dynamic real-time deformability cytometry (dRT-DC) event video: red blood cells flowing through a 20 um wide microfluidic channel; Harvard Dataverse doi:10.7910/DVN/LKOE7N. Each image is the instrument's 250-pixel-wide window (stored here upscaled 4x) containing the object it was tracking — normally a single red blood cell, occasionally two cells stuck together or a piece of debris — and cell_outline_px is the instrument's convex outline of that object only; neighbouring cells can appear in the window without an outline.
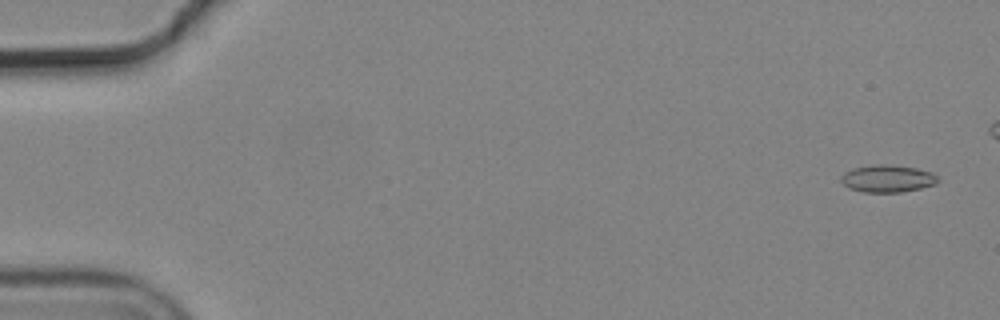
{"species": "common noctule bat (a hibernating species)", "species_latin": "Nyctalus noctula", "temperature_condition": "cold", "stored_images_in_passage": 6, "camera_frame_rate_fps": 3000, "um_per_image_px": 0.085, "animal": {"sex": "male", "body_mass_g": 19.2, "forearm_length_mm": 51.8}, "frame": {"image": 1, "passage_image": 1, "time_ms": 0.0, "image_size_px": [1000, 320], "cell_outline_px": [[940, 180], [936, 184], [920, 188], [900, 192], [864, 192], [848, 188], [840, 180], [840, 176], [844, 172], [852, 168], [872, 164], [892, 164], [916, 168], [932, 172]], "centroid_in_image_um": [75.42, 15.16], "position_along_channel_um": 9.6, "area_um2": 15.61}}
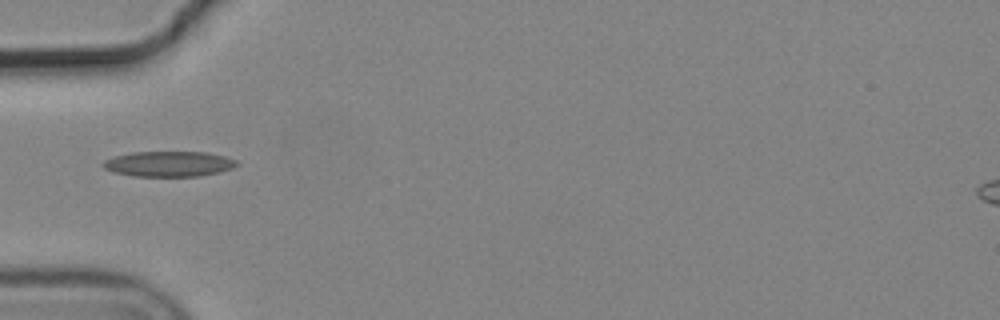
{"frame": {"image": 2, "passage_image": 6, "time_ms": 1.667, "image_size_px": [1000, 320], "cell_outline_px": [[240, 164], [232, 168], [200, 176], [132, 176], [112, 172], [104, 168], [100, 164], [104, 160], [112, 156], [132, 152], [208, 152], [224, 156], [236, 160]], "centroid_in_image_um": [14.3, 13.92], "position_along_channel_um": 70.7, "area_um2": 19.88}}